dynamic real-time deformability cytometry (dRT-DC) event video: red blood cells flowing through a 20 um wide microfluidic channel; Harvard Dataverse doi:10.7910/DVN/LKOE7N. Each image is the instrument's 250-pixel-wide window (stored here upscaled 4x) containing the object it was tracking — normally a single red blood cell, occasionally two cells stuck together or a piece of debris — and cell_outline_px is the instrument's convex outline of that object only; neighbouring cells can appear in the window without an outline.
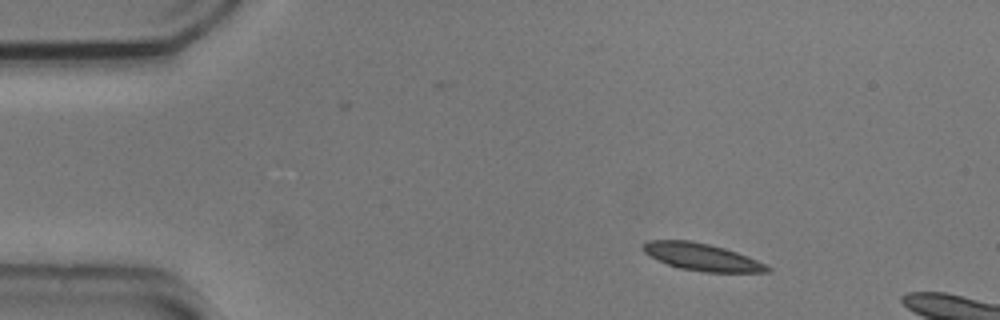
{"species": "common noctule bat (a hibernating species)", "species_latin": "Nyctalus noctula", "temperature_condition": "cold", "stored_images_in_passage": 4, "camera_frame_rate_fps": 3000, "um_per_image_px": 0.085, "animal": {"sex": "male", "body_mass_g": 20.5, "forearm_length_mm": 52.5}, "frame": {"image": 1, "passage_image": 1, "time_ms": 0.0, "image_size_px": [1000, 320], "cell_outline_px": [[772, 272], [704, 272], [680, 268], [668, 264], [644, 252], [640, 248], [648, 240], [692, 240], [724, 248], [736, 252], [756, 260], [772, 268]], "centroid_in_image_um": [59.66, 21.84], "position_along_channel_um": 25.3, "area_um2": 19.48}}